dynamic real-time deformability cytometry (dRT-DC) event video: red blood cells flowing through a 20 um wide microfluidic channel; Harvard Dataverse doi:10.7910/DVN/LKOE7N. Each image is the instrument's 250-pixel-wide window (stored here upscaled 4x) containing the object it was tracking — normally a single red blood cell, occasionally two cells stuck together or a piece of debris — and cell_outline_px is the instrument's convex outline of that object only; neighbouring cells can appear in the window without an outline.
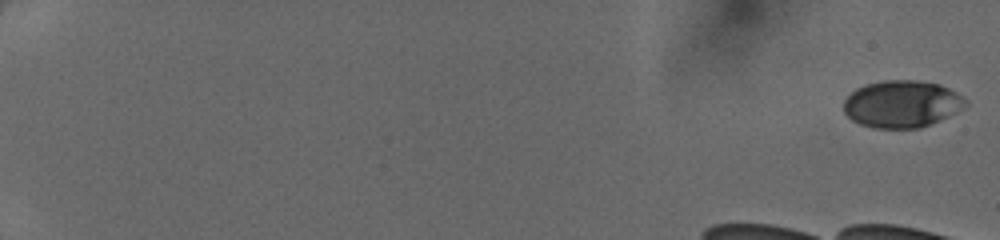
{"species": "human", "species_latin": "Homo sapiens", "temperature_condition": "cold", "stored_images_in_passage": 42, "camera_frame_rate_fps": 3000, "um_per_image_px": 0.085, "donor": {"sex": "female"}, "frame": {"image": 1, "passage_image": 1, "time_ms": 0.0, "image_size_px": [1000, 240], "cell_outline_px": [[968, 104], [964, 108], [948, 116], [920, 128], [872, 128], [860, 124], [852, 120], [844, 112], [844, 100], [856, 88], [864, 84], [884, 80], [912, 80], [940, 84], [956, 92], [968, 100]], "centroid_in_image_um": [76.66, 8.83], "position_along_channel_um": 8.3, "area_um2": 33.52}}
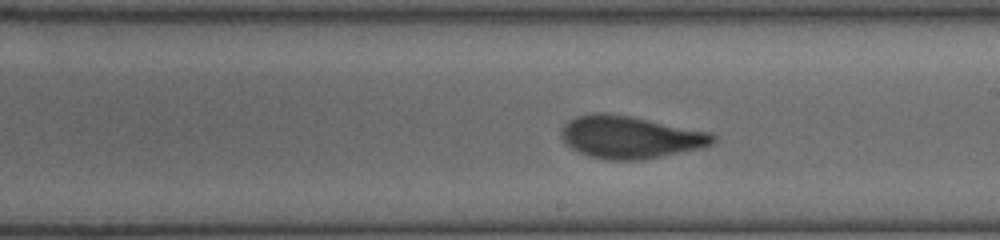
{"frame": {"image": 2, "passage_image": 28, "time_ms": 9.0, "image_size_px": [1000, 240], "cell_outline_px": [[716, 140], [712, 144], [700, 148], [640, 160], [608, 160], [588, 156], [572, 148], [560, 136], [560, 128], [568, 120], [576, 116], [596, 112], [604, 112], [628, 116], [708, 132], [716, 136]], "centroid_in_image_um": [53.5, 11.65], "position_along_channel_um": 235.5, "area_um2": 37.11}}
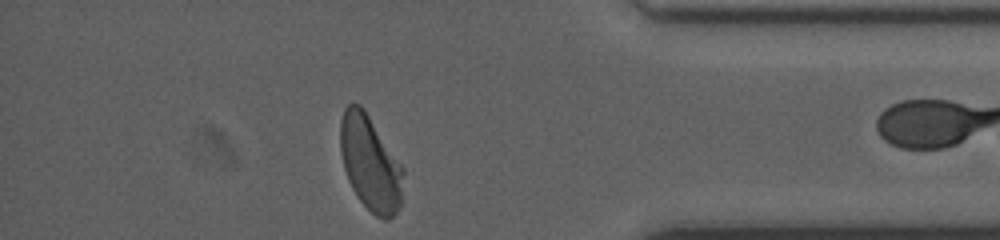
{"frame": {"image": 3, "passage_image": 41, "time_ms": 13.333, "image_size_px": [1000, 240], "cell_outline_px": [[404, 172], [400, 208], [388, 220], [384, 220], [376, 216], [360, 200], [352, 188], [348, 180], [344, 168], [340, 152], [340, 120], [344, 108], [348, 104], [360, 104], [364, 108], [404, 168]], "centroid_in_image_um": [31.47, 13.86], "position_along_channel_um": 403.7, "area_um2": 34.91}}